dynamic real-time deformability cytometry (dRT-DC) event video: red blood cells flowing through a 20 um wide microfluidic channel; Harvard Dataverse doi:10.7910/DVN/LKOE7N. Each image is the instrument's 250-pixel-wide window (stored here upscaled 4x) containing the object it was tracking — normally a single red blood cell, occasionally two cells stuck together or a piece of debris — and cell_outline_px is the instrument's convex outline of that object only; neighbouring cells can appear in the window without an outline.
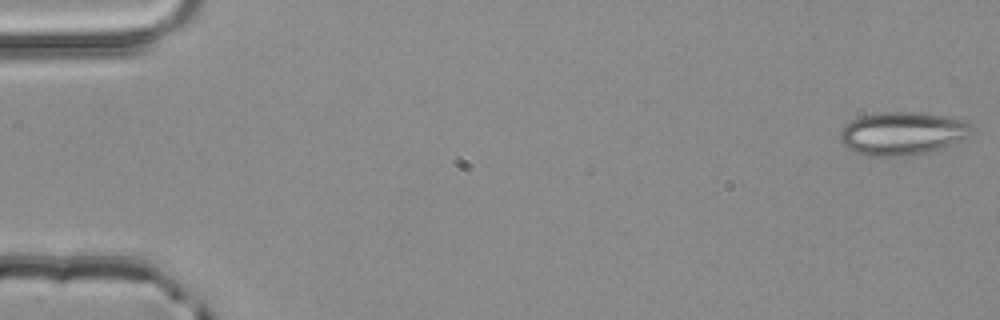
{"species": "common noctule bat (a hibernating species)", "species_latin": "Nyctalus noctula", "temperature_condition": "room temperature", "stored_images_in_passage": 4, "camera_frame_rate_fps": 3000, "um_per_image_px": 0.085, "animal": {"sex": "male", "body_mass_g": 20.4}, "frame": {"image": 1, "passage_image": 1, "time_ms": 0.0, "image_size_px": [1000, 320], "cell_outline_px": [[976, 128], [968, 136], [952, 144], [928, 152], [912, 156], [868, 156], [856, 152], [848, 148], [840, 140], [840, 132], [852, 120], [876, 112], [924, 112], [964, 120], [972, 124]], "centroid_in_image_um": [76.75, 11.34], "position_along_channel_um": 8.2, "area_um2": 33.12}}